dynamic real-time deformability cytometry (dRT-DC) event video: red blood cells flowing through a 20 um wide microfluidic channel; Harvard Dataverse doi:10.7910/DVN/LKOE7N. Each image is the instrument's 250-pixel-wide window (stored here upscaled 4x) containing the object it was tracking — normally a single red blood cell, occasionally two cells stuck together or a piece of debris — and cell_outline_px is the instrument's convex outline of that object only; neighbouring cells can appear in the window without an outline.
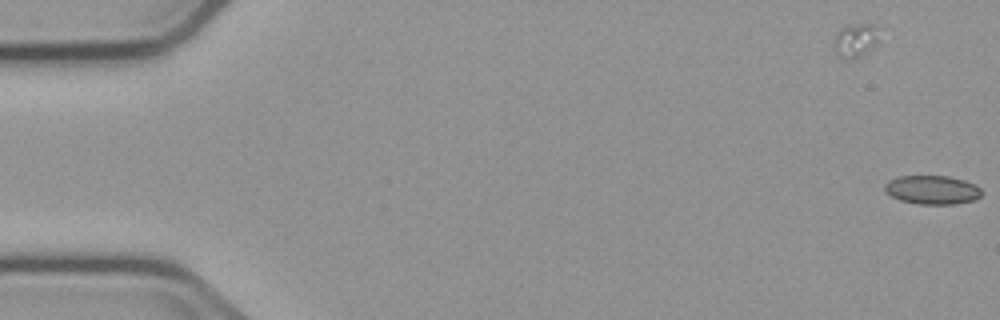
{"species": "common noctule bat (a hibernating species)", "species_latin": "Nyctalus noctula", "temperature_condition": "cold", "stored_images_in_passage": 6, "camera_frame_rate_fps": 3000, "um_per_image_px": 0.085, "animal": {"sex": "male", "body_mass_g": 23.1, "forearm_length_mm": 52.7}, "frame": {"image": 1, "passage_image": 1, "time_ms": 0.0, "image_size_px": [1000, 320], "cell_outline_px": [[984, 192], [976, 200], [956, 204], [920, 204], [900, 200], [892, 196], [884, 188], [884, 184], [888, 180], [896, 176], [948, 176], [964, 180], [976, 184]], "centroid_in_image_um": [79.28, 16.13], "position_along_channel_um": 5.7, "area_um2": 16.42}}
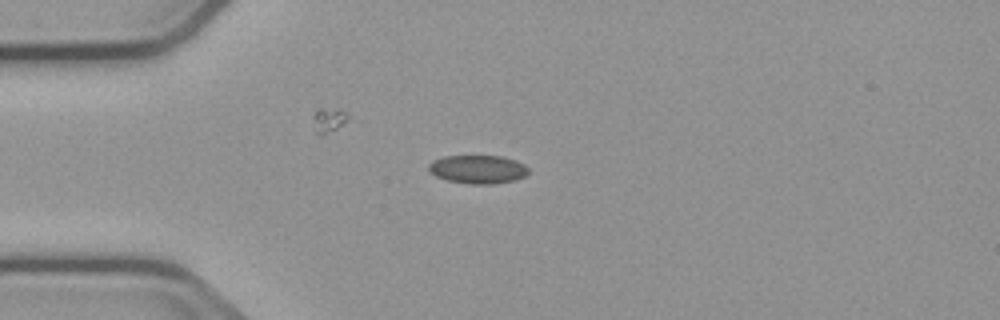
{"frame": {"image": 2, "passage_image": 5, "time_ms": 4.667, "image_size_px": [1000, 320], "cell_outline_px": [[528, 172], [524, 176], [516, 180], [492, 184], [468, 184], [448, 180], [436, 176], [428, 168], [428, 164], [432, 160], [444, 156], [500, 156], [516, 160], [524, 164], [528, 168]], "centroid_in_image_um": [40.62, 14.39], "position_along_channel_um": 44.4, "area_um2": 16.53}}
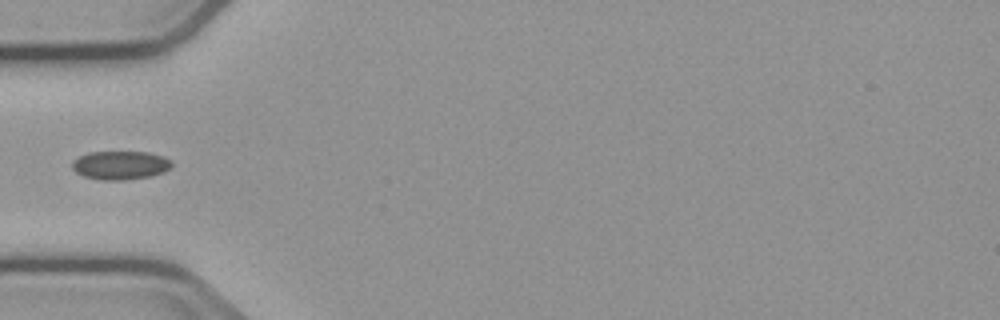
{"frame": {"image": 3, "passage_image": 6, "time_ms": 6.0, "image_size_px": [1000, 320], "cell_outline_px": [[172, 164], [164, 172], [152, 176], [124, 180], [100, 180], [84, 176], [76, 172], [72, 168], [72, 160], [88, 152], [148, 152], [164, 156], [172, 160]], "centroid_in_image_um": [10.23, 14.04], "position_along_channel_um": 74.8, "area_um2": 16.7}}